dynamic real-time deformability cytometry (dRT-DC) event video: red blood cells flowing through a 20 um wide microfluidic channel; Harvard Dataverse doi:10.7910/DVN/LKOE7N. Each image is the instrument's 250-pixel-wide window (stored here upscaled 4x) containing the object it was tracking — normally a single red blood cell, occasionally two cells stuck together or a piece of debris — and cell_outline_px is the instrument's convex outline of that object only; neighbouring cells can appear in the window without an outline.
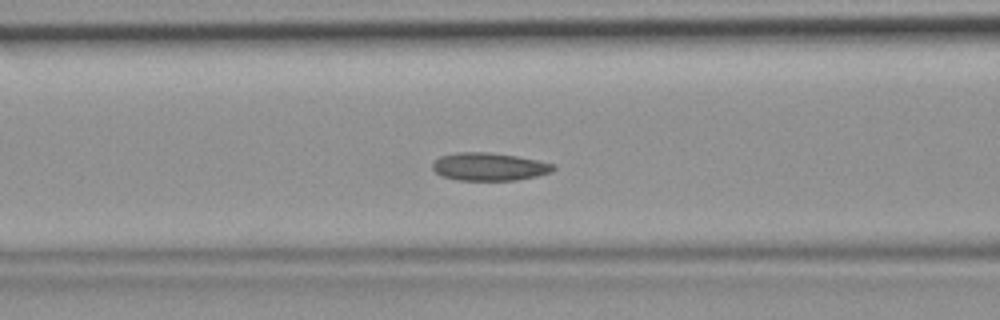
{"species": "common noctule bat (a hibernating species)", "species_latin": "Nyctalus noctula", "temperature_condition": "room temperature", "stored_images_in_passage": 47, "camera_frame_rate_fps": 3000, "um_per_image_px": 0.085, "animal": {"sex": "female", "body_mass_g": 19.9}, "frame": {"image": 1, "passage_image": 19, "time_ms": 6.0, "image_size_px": [1000, 320], "cell_outline_px": [[556, 168], [552, 172], [536, 176], [516, 180], [456, 180], [440, 176], [432, 168], [432, 160], [440, 156], [456, 152], [488, 152], [516, 156], [556, 164]], "centroid_in_image_um": [41.55, 14.17], "position_along_channel_um": 125.1, "area_um2": 19.83}}
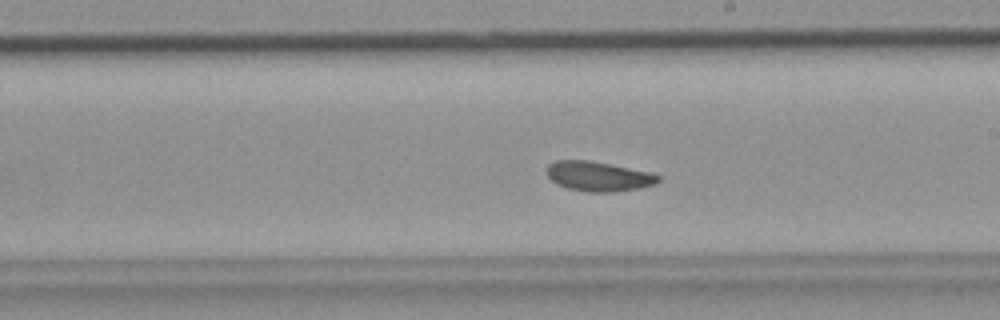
{"frame": {"image": 2, "passage_image": 27, "time_ms": 8.667, "image_size_px": [1000, 320], "cell_outline_px": [[660, 180], [656, 184], [640, 188], [612, 192], [588, 192], [568, 188], [556, 184], [548, 176], [548, 164], [556, 160], [588, 160], [652, 172], [660, 176]], "centroid_in_image_um": [50.9, 14.99], "position_along_channel_um": 238.1, "area_um2": 19.31}}
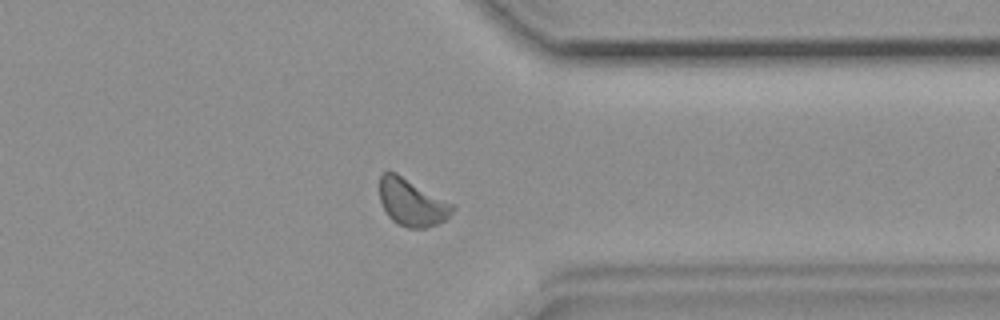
{"frame": {"image": 3, "passage_image": 37, "time_ms": 12.0, "image_size_px": [1000, 320], "cell_outline_px": [[456, 208], [444, 220], [436, 224], [424, 228], [408, 228], [396, 224], [388, 216], [380, 200], [380, 176], [384, 172], [396, 172], [456, 204]], "centroid_in_image_um": [35.04, 17.2], "position_along_channel_um": 376.4, "area_um2": 20.23}}